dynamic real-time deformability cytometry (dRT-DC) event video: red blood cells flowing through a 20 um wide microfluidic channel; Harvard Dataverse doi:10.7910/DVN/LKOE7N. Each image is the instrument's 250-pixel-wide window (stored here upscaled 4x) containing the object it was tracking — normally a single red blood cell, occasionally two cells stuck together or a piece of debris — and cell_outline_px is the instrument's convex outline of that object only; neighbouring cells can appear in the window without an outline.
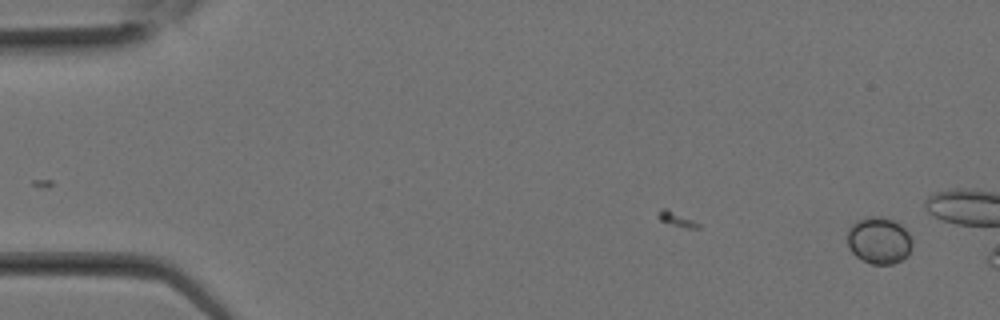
{"species": "Egyptian fruit bat (a non-hibernating species)", "species_latin": "Rousettus aegyptiacus", "temperature_condition": "room temperature", "stored_images_in_passage": 7, "camera_frame_rate_fps": 3000, "um_per_image_px": 0.085, "animal": {"sex": "female"}, "frame": {"image": 1, "passage_image": 1, "time_ms": 0.0, "image_size_px": [1000, 320], "cell_outline_px": [[912, 248], [908, 256], [892, 264], [872, 264], [856, 256], [848, 248], [848, 228], [856, 220], [872, 216], [884, 216], [896, 220], [908, 232], [912, 240]], "centroid_in_image_um": [74.73, 20.42], "position_along_channel_um": 10.3, "area_um2": 17.92}}